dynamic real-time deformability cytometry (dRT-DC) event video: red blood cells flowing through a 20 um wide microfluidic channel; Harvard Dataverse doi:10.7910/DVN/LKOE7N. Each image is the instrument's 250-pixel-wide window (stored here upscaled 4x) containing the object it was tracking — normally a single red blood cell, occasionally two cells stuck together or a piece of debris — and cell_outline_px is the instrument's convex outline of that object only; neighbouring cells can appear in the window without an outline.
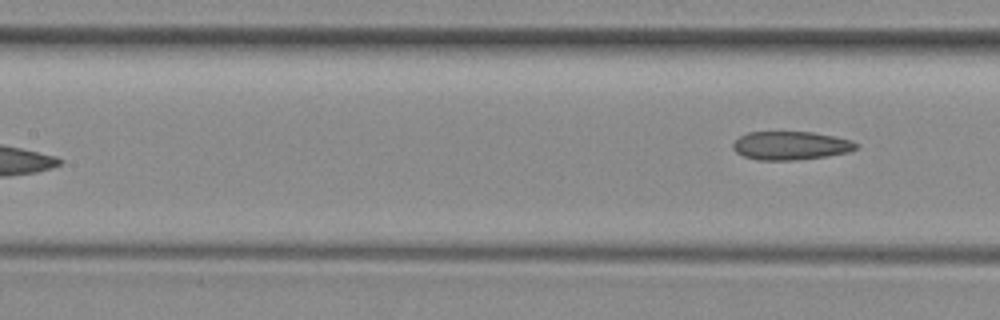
{"species": "common noctule bat (a hibernating species)", "species_latin": "Nyctalus noctula", "temperature_condition": "room temperature", "stored_images_in_passage": 7, "segment_of_instrument_passage": [2, 2], "camera_frame_rate_fps": 3000, "um_per_image_px": 0.085, "animal": {"sex": "female", "body_mass_g": 29.2, "forearm_length_mm": 56.3}, "frame": {"image": 1, "passage_image": 7, "time_ms": 7.0, "image_size_px": [1000, 320], "cell_outline_px": [[856, 148], [848, 152], [828, 156], [796, 160], [756, 160], [744, 156], [736, 152], [732, 148], [732, 144], [740, 136], [748, 132], [812, 132], [836, 136], [852, 140], [856, 144]], "centroid_in_image_um": [67.2, 12.37], "position_along_channel_um": 140.2, "area_um2": 20.46}}